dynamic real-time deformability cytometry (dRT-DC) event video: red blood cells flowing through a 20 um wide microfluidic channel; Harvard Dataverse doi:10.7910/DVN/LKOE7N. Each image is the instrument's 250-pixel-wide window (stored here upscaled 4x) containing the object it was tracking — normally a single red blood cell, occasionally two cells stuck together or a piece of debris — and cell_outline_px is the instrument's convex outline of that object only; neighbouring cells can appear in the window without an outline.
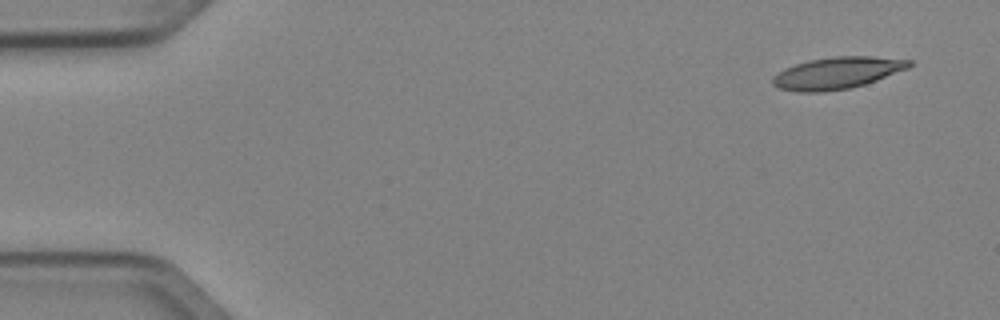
{"species": "Egyptian fruit bat (a non-hibernating species)", "species_latin": "Rousettus aegyptiacus", "temperature_condition": "cold", "stored_images_in_passage": 4, "camera_frame_rate_fps": 3000, "um_per_image_px": 0.085, "animal": {"sex": "female"}, "frame": {"image": 1, "passage_image": 1, "time_ms": 0.0, "image_size_px": [1000, 320], "cell_outline_px": [[912, 64], [908, 68], [876, 80], [864, 84], [848, 88], [820, 92], [796, 92], [780, 88], [772, 84], [772, 76], [784, 68], [808, 60], [836, 56], [872, 56], [912, 60]], "centroid_in_image_um": [71.13, 6.2], "position_along_channel_um": 13.9, "area_um2": 25.2}}
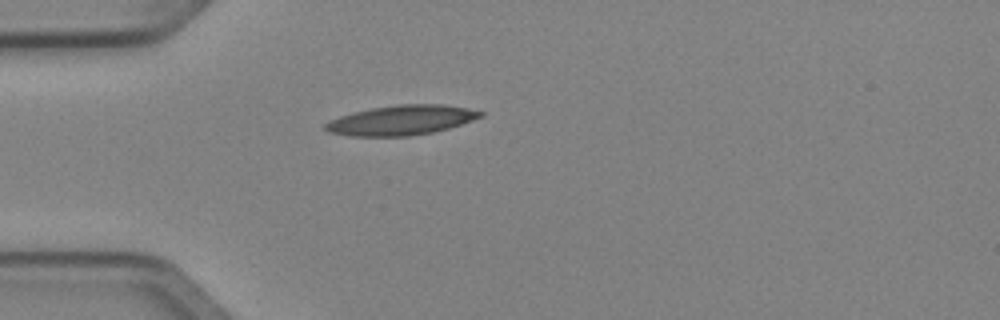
{"frame": {"image": 2, "passage_image": 4, "time_ms": 1.0, "image_size_px": [1000, 320], "cell_outline_px": [[484, 116], [448, 128], [432, 132], [408, 136], [352, 136], [328, 132], [324, 128], [324, 124], [328, 120], [340, 116], [372, 108], [396, 104], [440, 104], [468, 108], [484, 112]], "centroid_in_image_um": [34.1, 10.21], "position_along_channel_um": 50.9, "area_um2": 26.76}}